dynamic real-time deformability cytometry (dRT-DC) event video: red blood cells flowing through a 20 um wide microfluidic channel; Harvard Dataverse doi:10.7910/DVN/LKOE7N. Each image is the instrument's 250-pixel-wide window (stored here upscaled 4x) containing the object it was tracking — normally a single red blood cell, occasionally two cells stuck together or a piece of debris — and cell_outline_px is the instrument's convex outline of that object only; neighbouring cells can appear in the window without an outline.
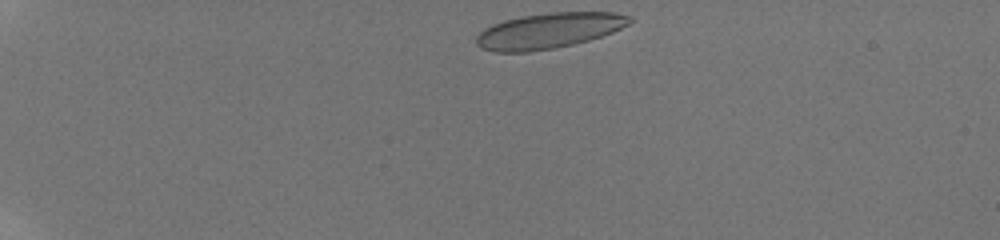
{"species": "human", "species_latin": "Homo sapiens", "temperature_condition": "room temperature", "stored_images_in_passage": 10, "camera_frame_rate_fps": 3000, "um_per_image_px": 0.085, "donor": {"sex": "male"}, "frame": {"image": 1, "passage_image": 1, "time_ms": 0.0, "image_size_px": [1000, 240], "cell_outline_px": [[632, 20], [628, 24], [612, 32], [588, 40], [572, 44], [552, 48], [528, 52], [496, 52], [480, 48], [476, 44], [476, 36], [484, 28], [492, 24], [504, 20], [520, 16], [552, 12], [612, 12], [632, 16]], "centroid_in_image_um": [46.61, 2.6], "position_along_channel_um": 38.4, "area_um2": 31.62}}